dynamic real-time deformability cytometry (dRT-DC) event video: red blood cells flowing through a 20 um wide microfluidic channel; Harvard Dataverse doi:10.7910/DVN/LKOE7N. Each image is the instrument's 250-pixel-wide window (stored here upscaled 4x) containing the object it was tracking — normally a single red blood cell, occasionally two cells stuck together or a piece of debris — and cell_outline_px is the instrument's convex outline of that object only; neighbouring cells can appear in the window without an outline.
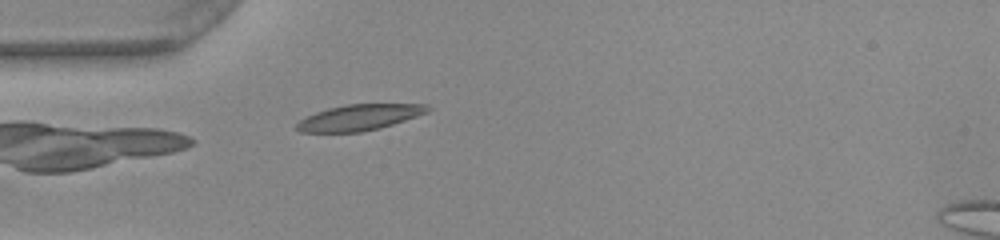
{"species": "common noctule bat (a hibernating species)", "species_latin": "Nyctalus noctula", "temperature_condition": "warm", "stored_images_in_passage": 32, "camera_frame_rate_fps": 3000, "um_per_image_px": 0.085, "animal": {"sex": "female", "body_mass_g": 22.0, "forearm_length_mm": 56.7}, "frame": {"image": 1, "passage_image": 1, "time_ms": 0.0, "image_size_px": [1000, 240], "cell_outline_px": [[432, 108], [428, 112], [380, 128], [360, 132], [300, 132], [296, 128], [296, 124], [300, 120], [316, 112], [328, 108], [348, 104], [428, 104]], "centroid_in_image_um": [30.55, 9.98], "position_along_channel_um": 54.4, "area_um2": 19.59}}
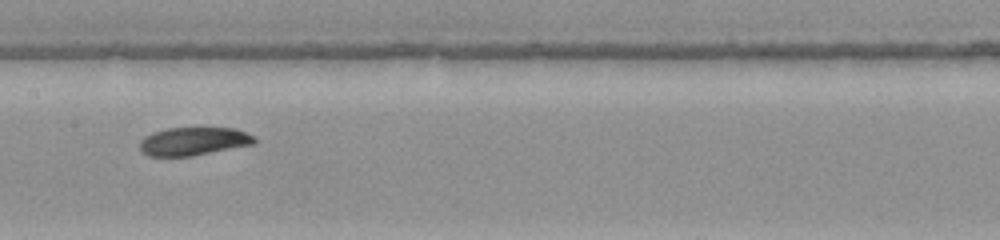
{"frame": {"image": 2, "passage_image": 12, "time_ms": 3.667, "image_size_px": [1000, 240], "cell_outline_px": [[256, 144], [192, 156], [148, 156], [140, 152], [140, 140], [144, 136], [152, 132], [168, 128], [236, 128], [256, 136]], "centroid_in_image_um": [16.47, 12.01], "position_along_channel_um": 190.9, "area_um2": 19.13}}
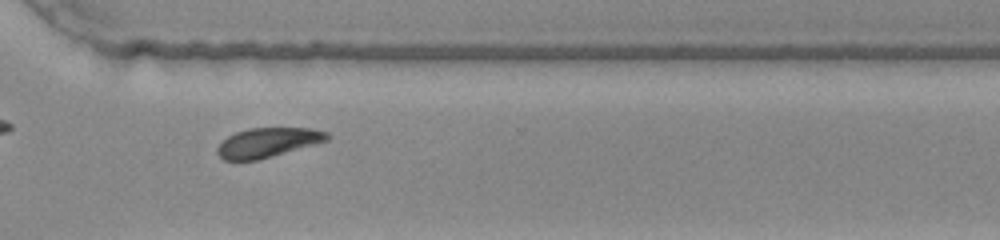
{"frame": {"image": 3, "passage_image": 24, "time_ms": 7.667, "image_size_px": [1000, 240], "cell_outline_px": [[332, 136], [328, 140], [272, 156], [256, 160], [224, 160], [216, 152], [216, 148], [228, 136], [236, 132], [248, 128], [312, 128], [328, 132]], "centroid_in_image_um": [22.77, 12.1], "position_along_channel_um": 347.8, "area_um2": 18.73}, "authors_computed_cell_mechanics": {"area_um2": 19.363, "velocity_mm_per_s": 3.9118, "shape_relaxation_time_tau1_ms": 1.8895, "shape_relaxation_time_tau2_ms": 3.3639, "deformation_change_tau1": 0.105, "deformation_change_tau2": 0.0644}}